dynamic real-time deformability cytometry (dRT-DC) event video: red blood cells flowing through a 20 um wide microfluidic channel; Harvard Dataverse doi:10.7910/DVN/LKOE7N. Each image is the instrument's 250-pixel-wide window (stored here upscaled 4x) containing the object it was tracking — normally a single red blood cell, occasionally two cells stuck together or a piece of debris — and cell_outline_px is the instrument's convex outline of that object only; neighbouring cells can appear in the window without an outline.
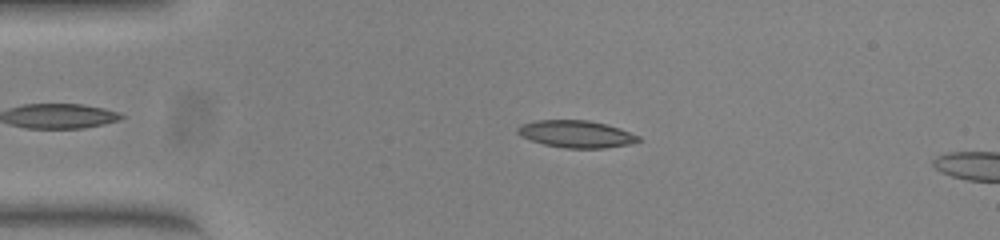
{"species": "common noctule bat (a hibernating species)", "species_latin": "Nyctalus noctula", "temperature_condition": "warm", "stored_images_in_passage": 15, "camera_frame_rate_fps": 3000, "um_per_image_px": 0.085, "animal": {"sex": "female", "body_mass_g": 23.0, "forearm_length_mm": 53.4}, "frame": {"image": 1, "passage_image": 11, "time_ms": 3.333, "image_size_px": [1000, 240], "cell_outline_px": [[640, 140], [628, 144], [604, 148], [564, 148], [544, 144], [520, 136], [516, 132], [516, 128], [520, 124], [536, 120], [588, 120], [620, 128], [640, 136]], "centroid_in_image_um": [48.94, 11.38], "position_along_channel_um": 36.1, "area_um2": 19.07}}